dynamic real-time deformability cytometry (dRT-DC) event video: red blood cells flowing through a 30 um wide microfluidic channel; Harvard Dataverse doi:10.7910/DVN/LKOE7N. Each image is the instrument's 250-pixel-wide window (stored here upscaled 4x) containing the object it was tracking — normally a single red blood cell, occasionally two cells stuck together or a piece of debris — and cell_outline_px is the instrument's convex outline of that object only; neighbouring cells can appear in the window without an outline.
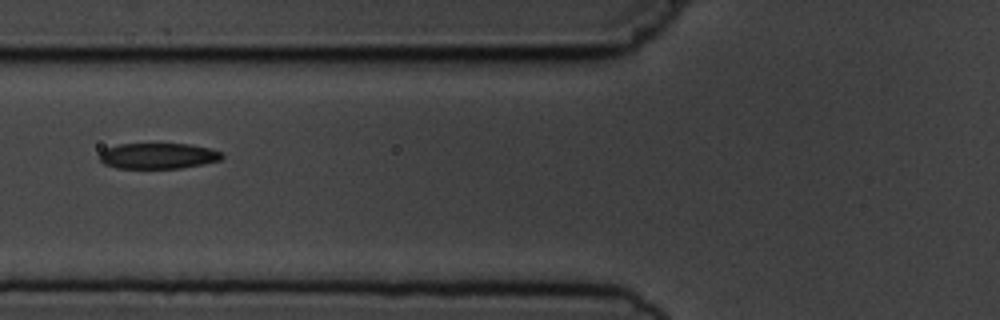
{"species": "common noctule bat (a hibernating species)", "species_latin": "Nyctalus noctula", "temperature_condition": "cold", "stored_images_in_passage": 5, "camera_frame_rate_fps": 3000, "um_per_image_px": 0.085, "animal": {"sex": "male", "body_mass_g": 19.5, "forearm_length_mm": 54.6}, "frame": {"image": 1, "passage_image": 5, "time_ms": 5.333, "image_size_px": [1000, 320], "cell_outline_px": [[224, 156], [220, 160], [180, 168], [116, 168], [104, 164], [100, 160], [100, 152], [104, 148], [120, 144], [188, 144], [208, 148], [224, 152]], "centroid_in_image_um": [13.42, 13.25], "position_along_channel_um": 112.4, "area_um2": 18.32}}